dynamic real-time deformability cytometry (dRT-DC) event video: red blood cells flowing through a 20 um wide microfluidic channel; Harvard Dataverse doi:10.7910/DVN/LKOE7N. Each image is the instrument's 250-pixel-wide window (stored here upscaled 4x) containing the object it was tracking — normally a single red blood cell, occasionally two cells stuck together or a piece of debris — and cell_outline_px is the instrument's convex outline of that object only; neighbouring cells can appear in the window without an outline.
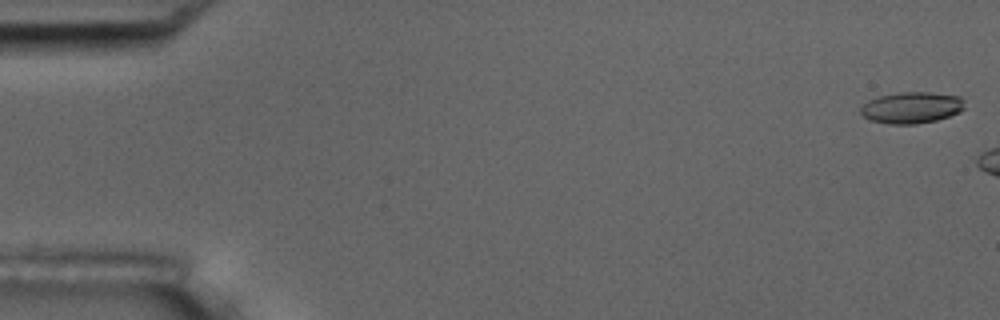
{"species": "common noctule bat (a hibernating species)", "species_latin": "Nyctalus noctula", "temperature_condition": "room temperature", "stored_images_in_passage": 10, "camera_frame_rate_fps": 3000, "um_per_image_px": 0.085, "animal": {"sex": "male", "body_mass_g": 17.5, "forearm_length_mm": 52.3}, "frame": {"image": 1, "passage_image": 1, "time_ms": 0.0, "image_size_px": [1000, 320], "cell_outline_px": [[964, 108], [960, 112], [936, 120], [916, 124], [888, 124], [872, 120], [864, 116], [860, 112], [860, 108], [868, 100], [880, 96], [900, 92], [928, 92], [960, 96], [964, 100]], "centroid_in_image_um": [77.5, 9.14], "position_along_channel_um": 7.5, "area_um2": 18.96}}
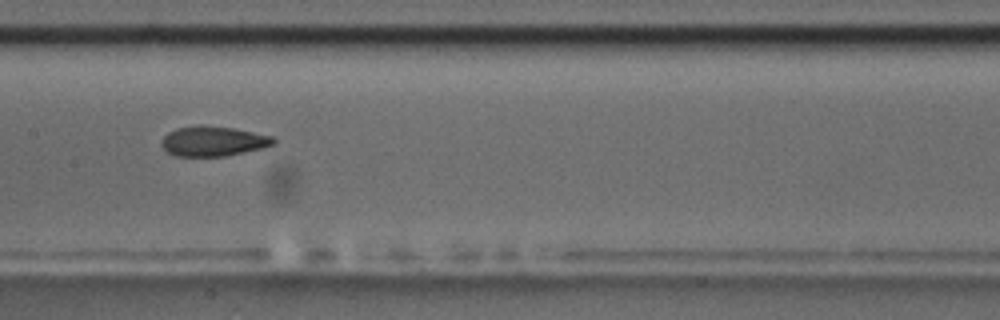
{"frame": {"image": 2, "passage_image": 9, "time_ms": 9.0, "image_size_px": [1000, 320], "cell_outline_px": [[276, 144], [244, 152], [224, 156], [176, 156], [168, 152], [160, 144], [160, 140], [168, 132], [176, 128], [196, 124], [204, 124], [232, 128], [272, 136], [276, 140]], "centroid_in_image_um": [18.08, 11.98], "position_along_channel_um": 189.3, "area_um2": 19.65}}